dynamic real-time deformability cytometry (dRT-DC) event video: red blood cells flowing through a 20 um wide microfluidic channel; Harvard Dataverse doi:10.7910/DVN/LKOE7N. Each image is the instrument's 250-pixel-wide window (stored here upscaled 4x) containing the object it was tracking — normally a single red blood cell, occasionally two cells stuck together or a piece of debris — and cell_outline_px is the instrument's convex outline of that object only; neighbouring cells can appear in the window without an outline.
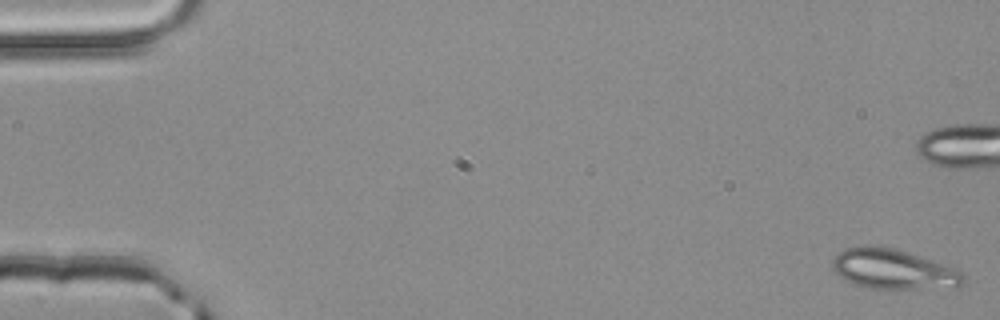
{"species": "common noctule bat (a hibernating species)", "species_latin": "Nyctalus noctula", "temperature_condition": "room temperature", "stored_images_in_passage": 53, "camera_frame_rate_fps": 3000, "um_per_image_px": 0.085, "animal": {"sex": "male", "body_mass_g": 20.4}, "frame": {"image": 1, "passage_image": 1, "time_ms": 0.0, "image_size_px": [1000, 320], "cell_outline_px": [[964, 284], [956, 288], [872, 288], [852, 284], [844, 280], [832, 268], [832, 260], [836, 252], [844, 248], [868, 244], [896, 248], [944, 264], [960, 272], [964, 276]], "centroid_in_image_um": [75.88, 22.86], "position_along_channel_um": 9.1, "area_um2": 30.75}}
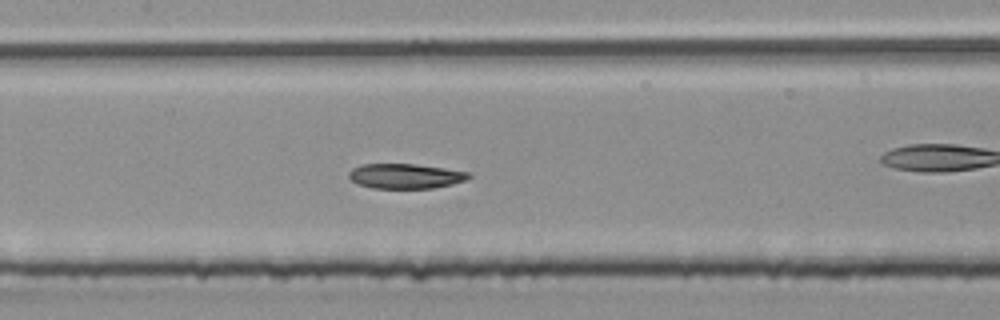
{"frame": {"image": 2, "passage_image": 25, "time_ms": 8.0, "image_size_px": [1000, 320], "cell_outline_px": [[472, 176], [468, 180], [452, 184], [432, 188], [372, 188], [356, 184], [348, 176], [348, 172], [352, 168], [360, 164], [416, 164], [444, 168], [468, 172]], "centroid_in_image_um": [34.44, 14.97], "position_along_channel_um": 173.0, "area_um2": 17.51}}
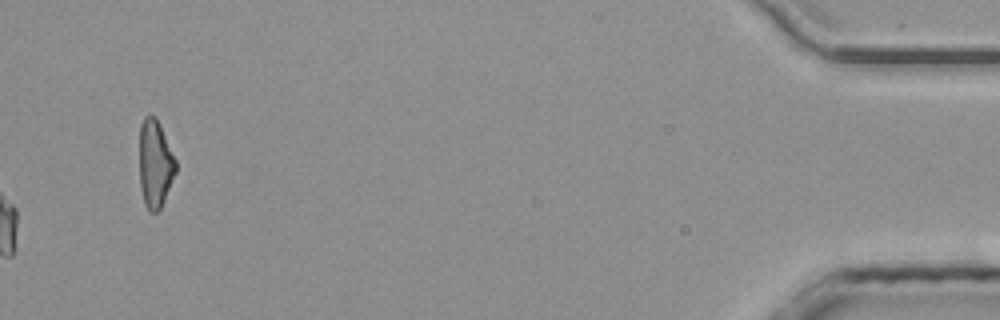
{"frame": {"image": 3, "passage_image": 53, "time_ms": 17.333, "image_size_px": [1000, 320], "cell_outline_px": [[176, 172], [164, 200], [160, 208], [156, 212], [148, 212], [144, 204], [140, 184], [140, 128], [144, 116], [156, 116], [176, 160]], "centroid_in_image_um": [13.18, 13.94], "position_along_channel_um": 422.0, "area_um2": 18.44}}